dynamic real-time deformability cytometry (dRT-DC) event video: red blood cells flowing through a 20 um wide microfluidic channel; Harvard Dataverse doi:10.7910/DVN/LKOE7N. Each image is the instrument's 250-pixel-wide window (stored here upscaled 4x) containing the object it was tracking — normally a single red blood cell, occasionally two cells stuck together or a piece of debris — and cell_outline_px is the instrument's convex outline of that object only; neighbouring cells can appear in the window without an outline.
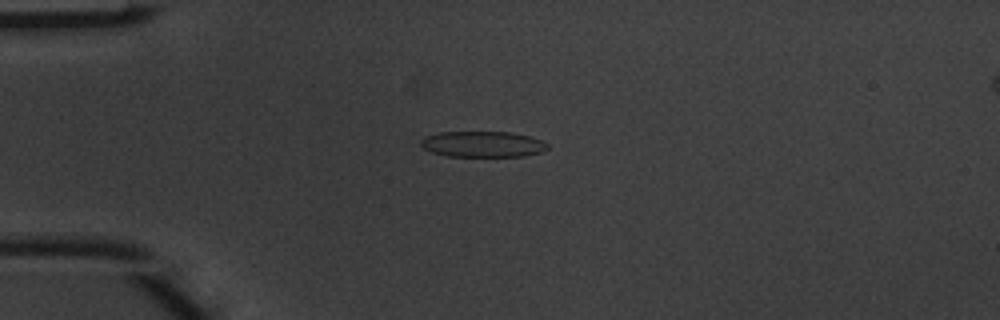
{"species": "common noctule bat (a hibernating species)", "species_latin": "Nyctalus noctula", "temperature_condition": "warm", "stored_images_in_passage": 5, "camera_frame_rate_fps": 3000, "um_per_image_px": 0.085, "animal": {"sex": "male", "body_mass_g": 20.1, "forearm_length_mm": 53.5}, "frame": {"image": 1, "passage_image": 2, "time_ms": 0.333, "image_size_px": [1000, 320], "cell_outline_px": [[548, 148], [540, 152], [524, 156], [448, 156], [432, 152], [424, 148], [420, 144], [420, 140], [428, 136], [440, 132], [508, 132], [528, 136], [540, 140], [548, 144]], "centroid_in_image_um": [41.02, 12.26], "position_along_channel_um": 44.0, "area_um2": 18.84}}
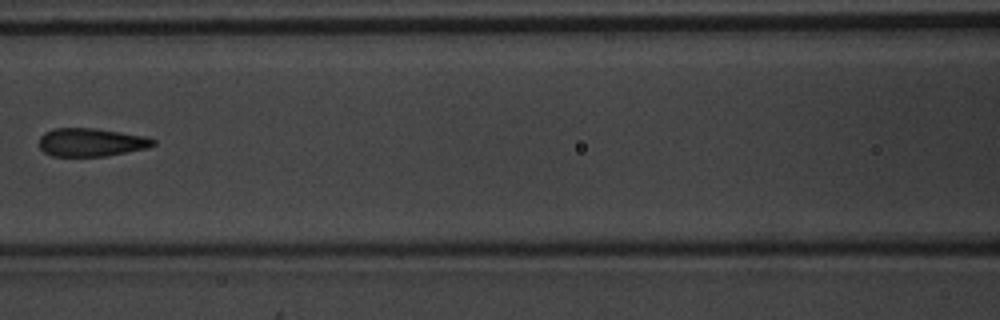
{"frame": {"image": 2, "passage_image": 5, "time_ms": 1.333, "image_size_px": [1000, 320], "cell_outline_px": [[156, 144], [148, 148], [104, 156], [52, 156], [44, 152], [40, 148], [40, 136], [44, 132], [52, 128], [92, 128], [120, 132], [144, 136], [156, 140]], "centroid_in_image_um": [7.73, 12.09], "position_along_channel_um": 158.9, "area_um2": 18.73}}